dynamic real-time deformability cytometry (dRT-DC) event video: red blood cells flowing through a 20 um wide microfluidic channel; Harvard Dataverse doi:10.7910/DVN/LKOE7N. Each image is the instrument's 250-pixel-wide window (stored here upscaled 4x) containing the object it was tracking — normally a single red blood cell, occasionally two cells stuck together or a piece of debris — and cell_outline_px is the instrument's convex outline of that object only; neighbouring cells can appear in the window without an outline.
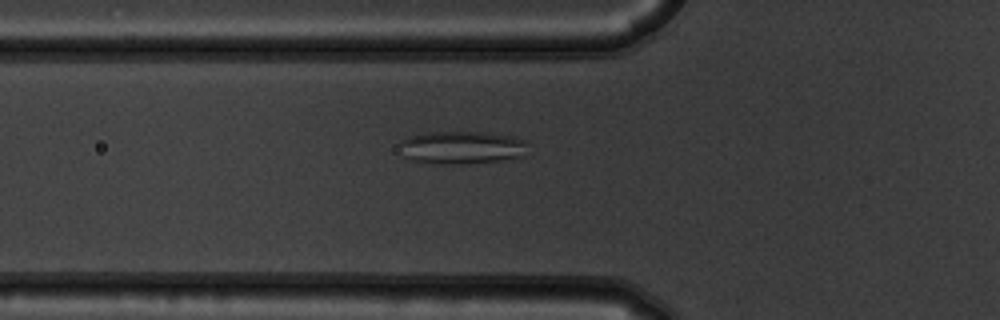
{"species": "common noctule bat (a hibernating species)", "species_latin": "Nyctalus noctula", "temperature_condition": "warm", "stored_images_in_passage": 45, "camera_frame_rate_fps": 3000, "um_per_image_px": 0.085, "animal": {"sex": "male", "body_mass_g": 19.5, "forearm_length_mm": 54.6}, "frame": {"image": 1, "passage_image": 10, "time_ms": 3.0, "image_size_px": [1000, 320], "cell_outline_px": [[528, 144], [524, 156], [500, 160], [460, 164], [440, 164], [408, 160], [400, 156], [400, 140], [424, 132], [488, 132], [512, 136], [528, 140]], "centroid_in_image_um": [39.23, 12.53], "position_along_channel_um": 86.6, "area_um2": 25.03}}
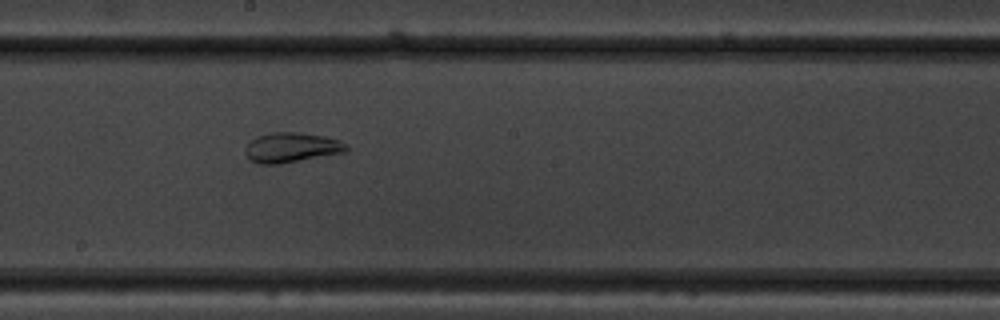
{"frame": {"image": 2, "passage_image": 21, "time_ms": 6.667, "image_size_px": [1000, 320], "cell_outline_px": [[348, 152], [280, 164], [260, 164], [252, 160], [244, 152], [244, 148], [256, 136], [272, 132], [300, 132], [324, 136], [340, 140], [348, 148]], "centroid_in_image_um": [24.79, 12.54], "position_along_channel_um": 223.4, "area_um2": 17.69}}
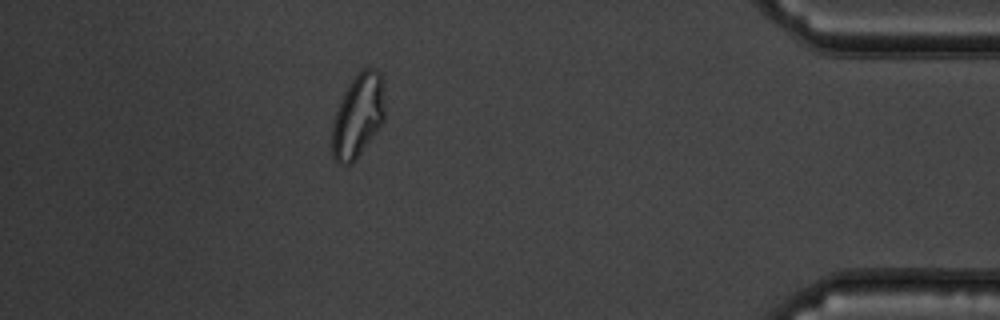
{"frame": {"image": 3, "passage_image": 39, "time_ms": 12.667, "image_size_px": [1000, 320], "cell_outline_px": [[384, 120], [356, 160], [352, 164], [336, 164], [332, 156], [332, 124], [340, 100], [344, 92], [356, 72], [364, 68], [372, 68], [380, 72], [384, 104]], "centroid_in_image_um": [30.4, 9.87], "position_along_channel_um": 404.8, "area_um2": 25.66}, "authors_computed_cell_mechanics": {"area_um2": 24.4494, "velocity_mm_per_s": 3.7278, "shape_relaxation_time_tau1_ms": null, "shape_relaxation_time_tau2_ms": 2.011, "deformation_change_tau1": null, "deformation_change_tau2": 0.0826}}